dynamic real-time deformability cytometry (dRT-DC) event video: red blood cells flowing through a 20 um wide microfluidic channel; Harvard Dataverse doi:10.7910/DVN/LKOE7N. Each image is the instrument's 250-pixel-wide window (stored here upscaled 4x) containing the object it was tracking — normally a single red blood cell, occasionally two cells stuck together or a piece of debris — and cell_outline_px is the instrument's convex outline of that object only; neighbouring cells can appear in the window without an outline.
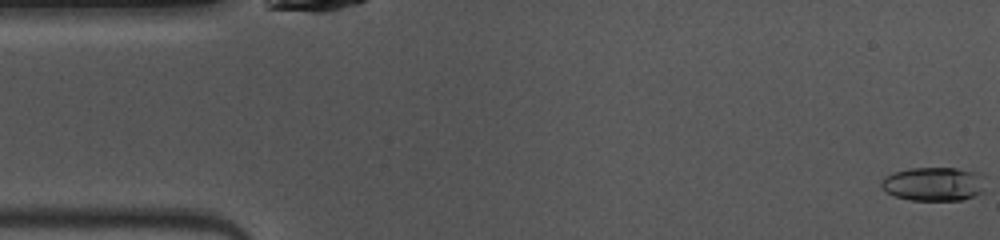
{"species": "common noctule bat (a hibernating species)", "species_latin": "Nyctalus noctula", "temperature_condition": "warm", "stored_images_in_passage": 48, "camera_frame_rate_fps": 3000, "um_per_image_px": 0.085, "animal": {"sex": "female", "body_mass_g": 10.0, "forearm_length_mm": 53.1}, "frame": {"image": 1, "passage_image": 1, "time_ms": 0.0, "image_size_px": [1000, 240], "cell_outline_px": [[984, 192], [960, 200], [912, 200], [896, 196], [880, 188], [880, 180], [884, 176], [892, 172], [912, 168], [956, 168], [972, 172], [980, 176]], "centroid_in_image_um": [79.27, 15.64], "position_along_channel_um": 5.7, "area_um2": 20.23}}
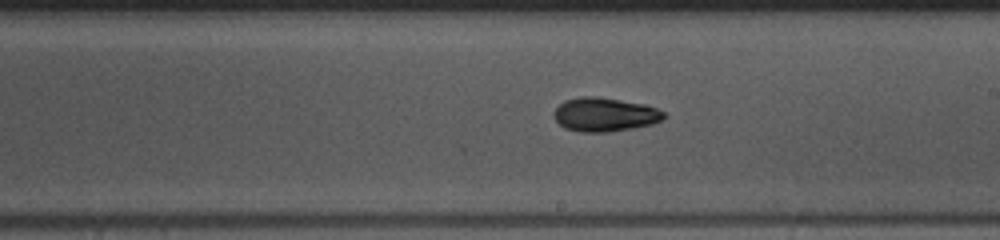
{"frame": {"image": 2, "passage_image": 26, "time_ms": 8.333, "image_size_px": [1000, 240], "cell_outline_px": [[668, 116], [652, 124], [632, 128], [608, 132], [580, 132], [564, 128], [552, 116], [552, 112], [564, 100], [584, 96], [592, 96], [644, 104], [656, 108], [664, 112]], "centroid_in_image_um": [51.37, 9.74], "position_along_channel_um": 237.6, "area_um2": 21.62}}
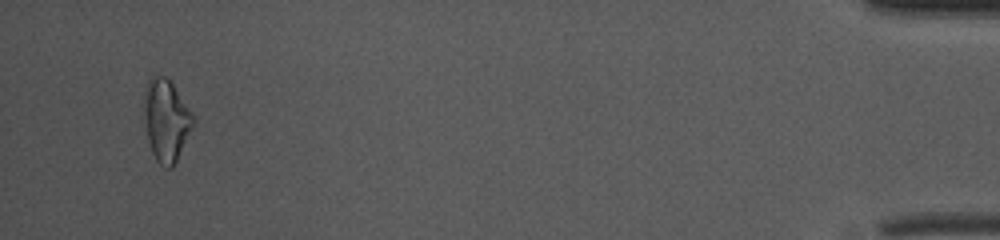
{"frame": {"image": 3, "passage_image": 46, "time_ms": 15.0, "image_size_px": [1000, 240], "cell_outline_px": [[196, 120], [172, 168], [168, 168], [160, 164], [156, 160], [152, 152], [148, 140], [144, 112], [144, 88], [148, 80], [152, 76], [164, 76], [172, 84], [192, 112]], "centroid_in_image_um": [14.12, 10.21], "position_along_channel_um": 421.1, "area_um2": 23.06}, "authors_computed_cell_mechanics": {"area_um2": 20.519, "velocity_mm_per_s": 4.0785, "shape_relaxation_time_tau1_ms": 5.1496, "shape_relaxation_time_tau2_ms": null, "deformation_change_tau1": 0.1488, "deformation_change_tau2": null}}